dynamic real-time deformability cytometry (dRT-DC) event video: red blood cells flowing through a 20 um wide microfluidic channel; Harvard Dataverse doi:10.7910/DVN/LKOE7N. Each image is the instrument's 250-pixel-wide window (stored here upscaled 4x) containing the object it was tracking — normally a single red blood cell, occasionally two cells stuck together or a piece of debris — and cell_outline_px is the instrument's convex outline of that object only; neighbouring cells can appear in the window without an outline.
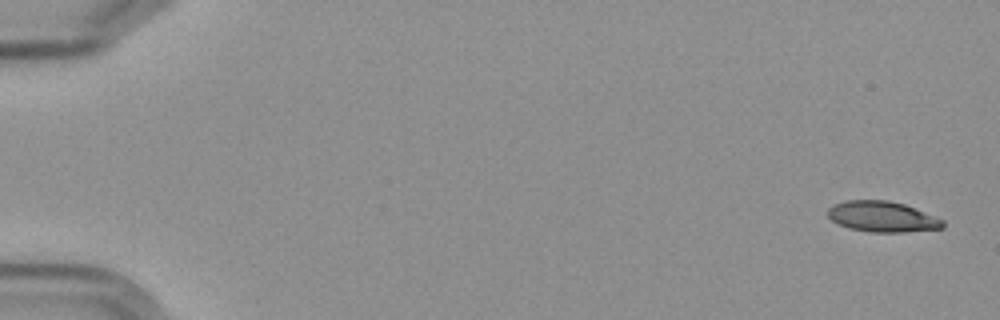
{"species": "Egyptian fruit bat (a non-hibernating species)", "species_latin": "Rousettus aegyptiacus", "temperature_condition": "cold", "stored_images_in_passage": 6, "camera_frame_rate_fps": 3000, "um_per_image_px": 0.085, "frame": {"image": 1, "passage_image": 1, "time_ms": 0.0, "image_size_px": [1000, 320], "cell_outline_px": [[944, 228], [904, 232], [868, 232], [848, 228], [836, 224], [828, 216], [828, 208], [832, 204], [848, 200], [888, 200], [904, 204], [944, 220]], "centroid_in_image_um": [74.96, 18.42], "position_along_channel_um": 10.0, "area_um2": 20.63}}
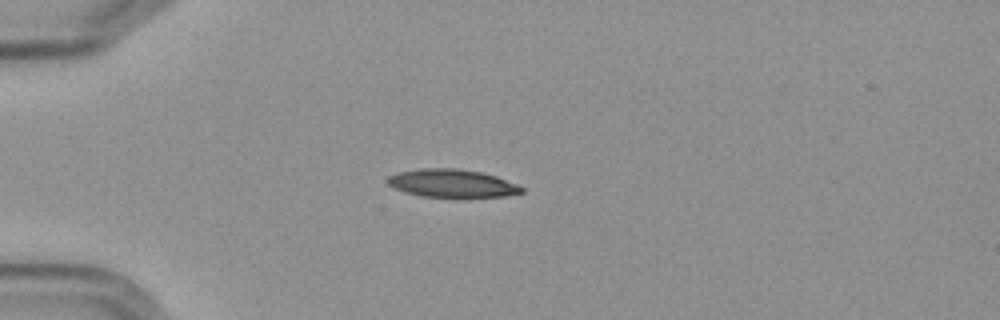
{"frame": {"image": 2, "passage_image": 5, "time_ms": 4.667, "image_size_px": [1000, 320], "cell_outline_px": [[524, 192], [504, 196], [456, 200], [420, 196], [396, 188], [388, 184], [388, 176], [396, 172], [420, 168], [456, 168], [480, 172], [496, 176], [516, 184], [524, 188]], "centroid_in_image_um": [38.45, 15.62], "position_along_channel_um": 46.6, "area_um2": 22.66}}